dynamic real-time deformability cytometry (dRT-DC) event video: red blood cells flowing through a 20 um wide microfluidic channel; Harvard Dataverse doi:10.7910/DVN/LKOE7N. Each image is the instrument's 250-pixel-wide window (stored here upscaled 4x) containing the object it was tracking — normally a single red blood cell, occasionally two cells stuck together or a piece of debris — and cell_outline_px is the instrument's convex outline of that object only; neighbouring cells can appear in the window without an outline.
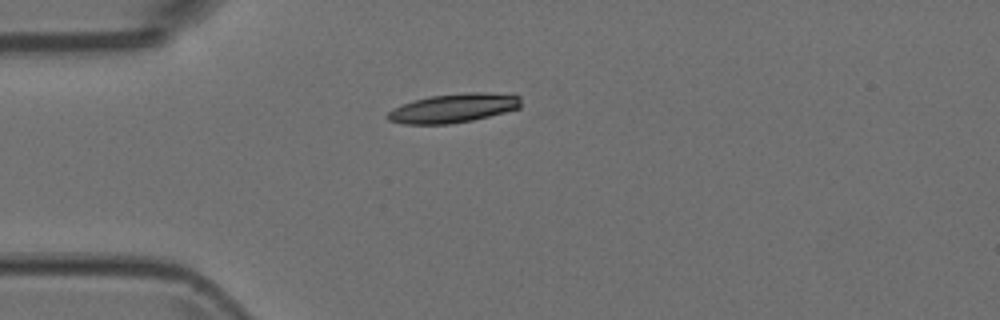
{"species": "Egyptian fruit bat (a non-hibernating species)", "species_latin": "Rousettus aegyptiacus", "temperature_condition": "room temperature", "stored_images_in_passage": 2, "camera_frame_rate_fps": 3000, "um_per_image_px": 0.085, "animal": {"sex": "female"}, "frame": {"image": 1, "passage_image": 1, "time_ms": 0.0, "image_size_px": [1000, 320], "cell_outline_px": [[520, 108], [472, 120], [448, 124], [404, 124], [388, 120], [384, 116], [392, 108], [416, 100], [432, 96], [464, 92], [512, 92], [520, 96]], "centroid_in_image_um": [38.59, 9.17], "position_along_channel_um": 46.4, "area_um2": 22.72}}